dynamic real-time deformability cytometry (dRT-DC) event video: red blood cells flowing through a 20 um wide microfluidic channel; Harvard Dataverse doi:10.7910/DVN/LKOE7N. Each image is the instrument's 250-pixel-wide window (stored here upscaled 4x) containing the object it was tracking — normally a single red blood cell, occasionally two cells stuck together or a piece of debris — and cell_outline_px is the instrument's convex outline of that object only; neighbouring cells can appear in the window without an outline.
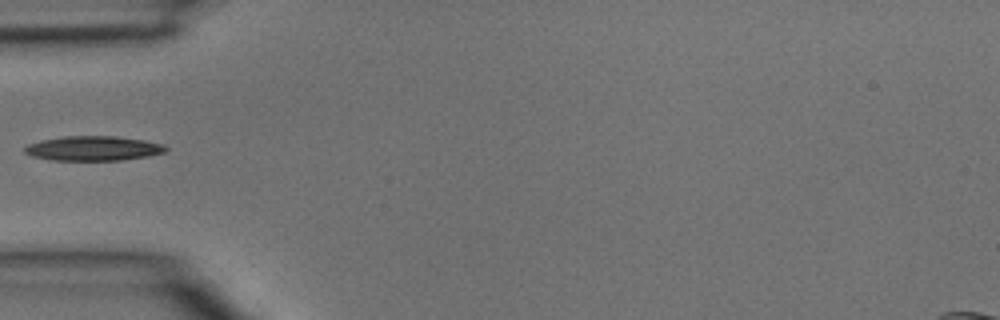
{"species": "common noctule bat (a hibernating species)", "species_latin": "Nyctalus noctula", "temperature_condition": "room temperature", "stored_images_in_passage": 11, "camera_frame_rate_fps": 3000, "um_per_image_px": 0.085, "animal": {"sex": "male", "body_mass_g": 15.6}, "frame": {"image": 1, "passage_image": 1, "time_ms": 0.0, "image_size_px": [1000, 320], "cell_outline_px": [[168, 148], [164, 152], [148, 156], [120, 160], [52, 160], [32, 156], [24, 152], [24, 148], [28, 144], [40, 140], [64, 136], [116, 136], [144, 140], [164, 144]], "centroid_in_image_um": [7.92, 12.6], "position_along_channel_um": 77.1, "area_um2": 20.23}}
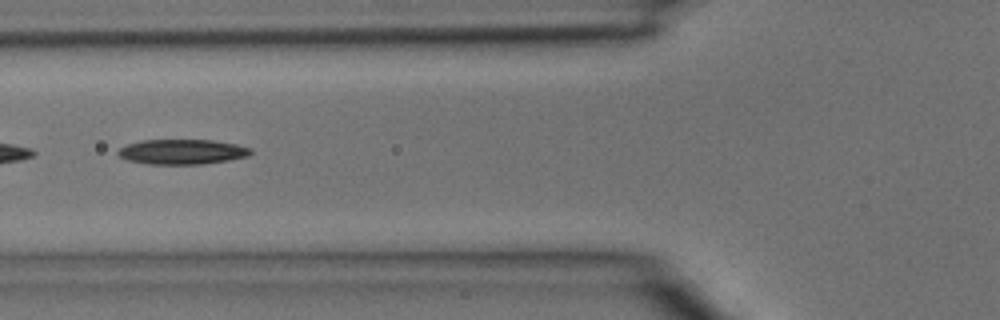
{"frame": {"image": 2, "passage_image": 3, "time_ms": 0.667, "image_size_px": [1000, 320], "cell_outline_px": [[252, 152], [248, 156], [228, 160], [204, 164], [148, 164], [128, 160], [120, 156], [116, 152], [120, 148], [128, 144], [144, 140], [212, 140], [236, 144], [252, 148]], "centroid_in_image_um": [15.5, 12.9], "position_along_channel_um": 110.3, "area_um2": 19.25}}